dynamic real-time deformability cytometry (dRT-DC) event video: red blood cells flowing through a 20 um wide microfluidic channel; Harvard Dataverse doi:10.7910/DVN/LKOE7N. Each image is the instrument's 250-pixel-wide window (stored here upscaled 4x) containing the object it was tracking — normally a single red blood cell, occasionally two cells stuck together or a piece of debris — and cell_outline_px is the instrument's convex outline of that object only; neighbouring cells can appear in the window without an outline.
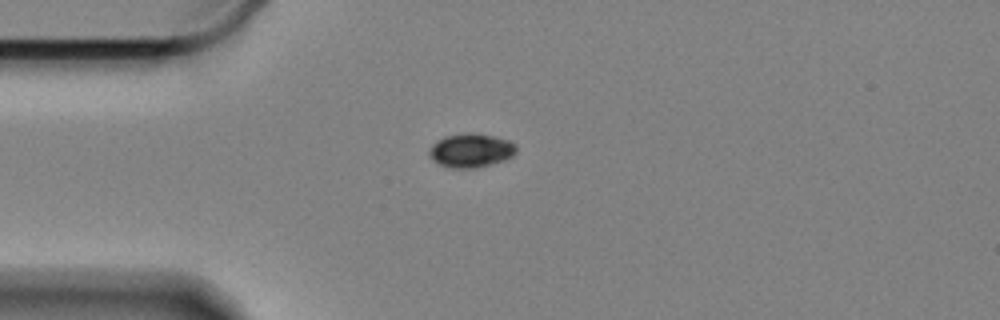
{"species": "Egyptian fruit bat (a non-hibernating species)", "species_latin": "Rousettus aegyptiacus", "temperature_condition": "cold", "stored_images_in_passage": 46, "camera_frame_rate_fps": 3000, "um_per_image_px": 0.085, "animal": {"sex": "female"}, "frame": {"image": 1, "passage_image": 1, "time_ms": 0.0, "image_size_px": [1000, 320], "cell_outline_px": [[516, 152], [512, 156], [504, 160], [472, 168], [452, 168], [440, 164], [432, 160], [428, 156], [428, 148], [436, 140], [444, 136], [464, 132], [476, 132], [496, 136], [508, 140], [516, 144]], "centroid_in_image_um": [39.99, 12.75], "position_along_channel_um": 45.0, "area_um2": 17.46}}
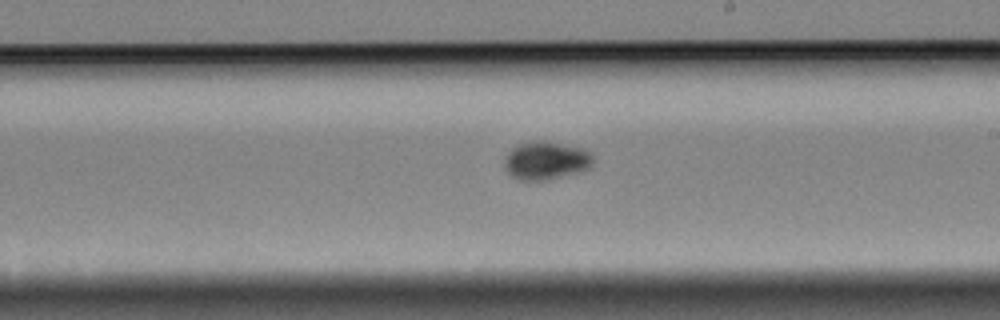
{"frame": {"image": 2, "passage_image": 20, "time_ms": 6.333, "image_size_px": [1000, 320], "cell_outline_px": [[592, 164], [588, 168], [580, 172], [548, 180], [516, 180], [504, 168], [504, 160], [508, 152], [512, 148], [524, 140], [548, 140], [584, 148], [592, 152]], "centroid_in_image_um": [46.4, 13.62], "position_along_channel_um": 242.6, "area_um2": 20.29}}
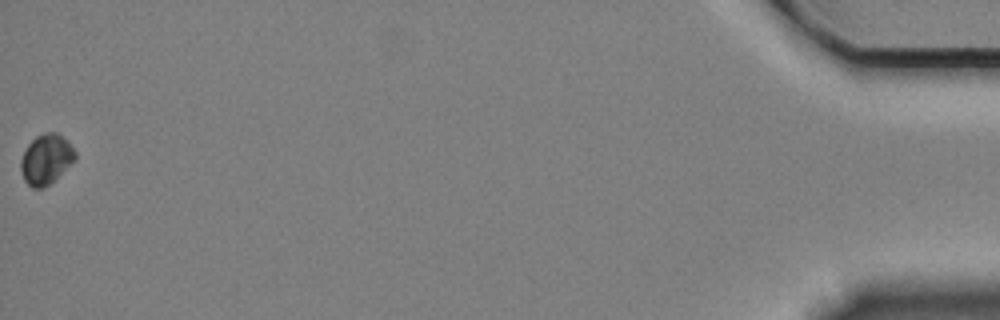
{"frame": {"image": 3, "passage_image": 46, "time_ms": 15.0, "image_size_px": [1000, 320], "cell_outline_px": [[76, 160], [44, 188], [32, 188], [24, 180], [20, 168], [20, 160], [28, 144], [36, 136], [44, 132], [56, 132], [76, 152]], "centroid_in_image_um": [3.89, 13.55], "position_along_channel_um": 431.3, "area_um2": 15.61}}